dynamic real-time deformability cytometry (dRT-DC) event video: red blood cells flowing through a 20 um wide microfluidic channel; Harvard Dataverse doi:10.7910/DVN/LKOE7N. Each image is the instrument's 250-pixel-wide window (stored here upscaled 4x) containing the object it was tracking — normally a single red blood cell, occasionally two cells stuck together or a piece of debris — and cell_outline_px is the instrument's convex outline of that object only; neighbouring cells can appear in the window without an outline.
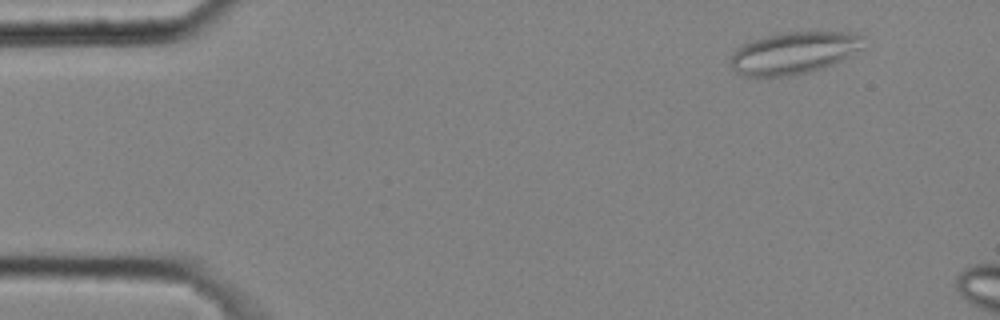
{"species": "common noctule bat (a hibernating species)", "species_latin": "Nyctalus noctula", "temperature_condition": "cold", "stored_images_in_passage": 10, "camera_frame_rate_fps": 3000, "um_per_image_px": 0.085, "animal": {"sex": "male", "body_mass_g": 20.4}, "frame": {"image": 1, "passage_image": 5, "time_ms": 1.333, "image_size_px": [1000, 320], "cell_outline_px": [[864, 48], [824, 68], [788, 76], [760, 80], [744, 76], [736, 72], [728, 64], [732, 52], [736, 48], [744, 44], [764, 36], [788, 32], [856, 32], [864, 36]], "centroid_in_image_um": [67.43, 4.53], "position_along_channel_um": 17.6, "area_um2": 33.35}}